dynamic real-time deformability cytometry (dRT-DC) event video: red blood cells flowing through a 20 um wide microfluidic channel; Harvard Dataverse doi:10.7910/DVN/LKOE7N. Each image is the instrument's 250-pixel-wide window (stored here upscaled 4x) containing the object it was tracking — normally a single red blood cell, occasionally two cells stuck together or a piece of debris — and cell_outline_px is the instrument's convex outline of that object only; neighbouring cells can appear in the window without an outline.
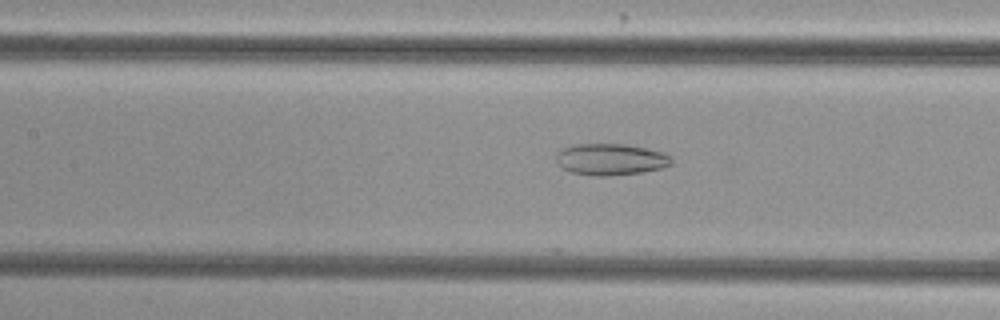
{"species": "common noctule bat (a hibernating species)", "species_latin": "Nyctalus noctula", "temperature_condition": "cold", "stored_images_in_passage": 37, "camera_frame_rate_fps": 3000, "um_per_image_px": 0.085, "animal": {"sex": "female", "body_mass_g": 29.2, "forearm_length_mm": 56.3}, "frame": {"image": 1, "passage_image": 8, "time_ms": 2.333, "image_size_px": [1000, 320], "cell_outline_px": [[672, 164], [664, 168], [640, 172], [608, 176], [592, 176], [568, 172], [556, 160], [556, 152], [560, 148], [572, 144], [628, 144], [648, 148], [664, 152], [672, 156]], "centroid_in_image_um": [51.91, 13.54], "position_along_channel_um": 155.5, "area_um2": 21.62}}
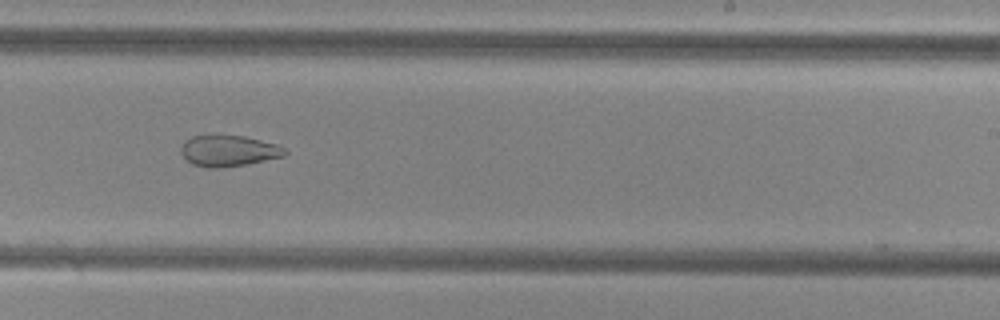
{"frame": {"image": 2, "passage_image": 17, "time_ms": 5.333, "image_size_px": [1000, 320], "cell_outline_px": [[288, 152], [284, 156], [244, 164], [220, 168], [208, 168], [192, 164], [180, 152], [180, 148], [184, 140], [192, 136], [244, 136], [276, 144], [284, 148]], "centroid_in_image_um": [19.4, 12.82], "position_along_channel_um": 269.6, "area_um2": 18.55}}
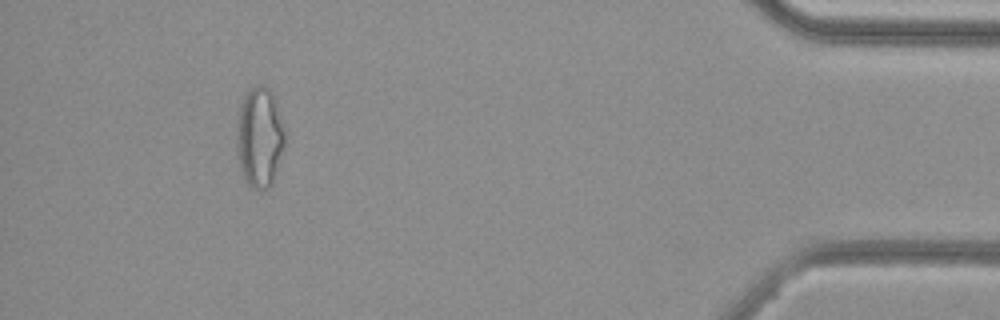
{"frame": {"image": 3, "passage_image": 33, "time_ms": 10.667, "image_size_px": [1000, 320], "cell_outline_px": [[284, 148], [272, 184], [268, 188], [260, 192], [252, 188], [248, 184], [240, 172], [236, 144], [236, 120], [240, 104], [244, 92], [256, 84], [260, 84], [268, 88], [272, 92], [276, 104], [284, 132]], "centroid_in_image_um": [22.02, 11.68], "position_along_channel_um": 413.2, "area_um2": 28.61}, "authors_computed_cell_mechanics": {"area_um2": 22.253, "velocity_mm_per_s": 3.8152, "shape_relaxation_time_tau1_ms": null, "shape_relaxation_time_tau2_ms": 5.5324, "deformation_change_tau1": null, "deformation_change_tau2": 0.1397}}